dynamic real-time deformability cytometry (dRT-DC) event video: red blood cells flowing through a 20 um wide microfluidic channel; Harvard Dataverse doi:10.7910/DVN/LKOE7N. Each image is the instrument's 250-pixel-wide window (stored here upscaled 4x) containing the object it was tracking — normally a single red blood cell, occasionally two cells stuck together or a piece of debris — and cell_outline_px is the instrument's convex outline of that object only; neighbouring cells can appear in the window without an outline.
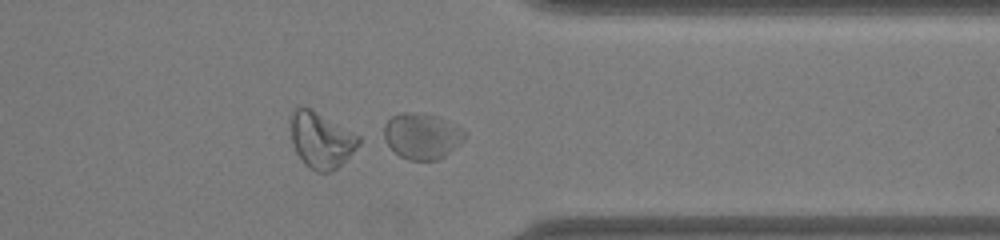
{"species": "common noctule bat (a hibernating species)", "species_latin": "Nyctalus noctula", "temperature_condition": "warm", "stored_images_in_passage": 48, "segment_of_instrument_passage": [2, 2], "camera_frame_rate_fps": 3000, "um_per_image_px": 0.085, "animal": {"sex": "male", "body_mass_g": 19.0, "forearm_length_mm": 50.8}, "frame": {"image": 1, "passage_image": 39, "time_ms": 12.667, "image_size_px": [1000, 240], "cell_outline_px": [[468, 132], [464, 140], [460, 144], [444, 156], [436, 160], [408, 160], [400, 156], [388, 144], [384, 136], [384, 124], [392, 116], [400, 112], [416, 112], [436, 116], [456, 124], [464, 128]], "centroid_in_image_um": [35.9, 11.54], "position_along_channel_um": 375.5, "area_um2": 21.73}}